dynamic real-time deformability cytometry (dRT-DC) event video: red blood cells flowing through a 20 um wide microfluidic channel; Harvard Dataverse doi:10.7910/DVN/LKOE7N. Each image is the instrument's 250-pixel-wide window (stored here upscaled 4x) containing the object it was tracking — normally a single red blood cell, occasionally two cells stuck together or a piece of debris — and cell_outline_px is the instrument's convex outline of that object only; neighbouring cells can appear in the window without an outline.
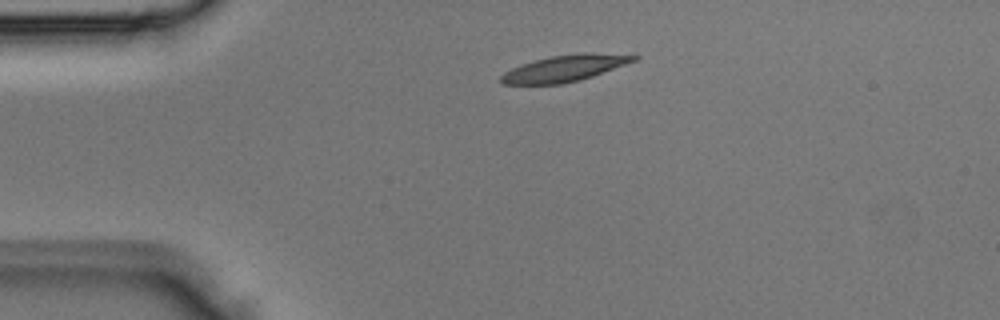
{"species": "Egyptian fruit bat (a non-hibernating species)", "species_latin": "Rousettus aegyptiacus", "temperature_condition": "room temperature", "stored_images_in_passage": 2, "camera_frame_rate_fps": 3000, "um_per_image_px": 0.085, "animal": {"sex": "male"}, "frame": {"image": 1, "passage_image": 2, "time_ms": 0.333, "image_size_px": [1000, 320], "cell_outline_px": [[640, 56], [636, 60], [592, 76], [580, 80], [560, 84], [500, 84], [500, 76], [504, 72], [520, 64], [552, 56], [580, 52], [588, 52]], "centroid_in_image_um": [47.95, 5.8], "position_along_channel_um": 37.1, "area_um2": 20.23}}